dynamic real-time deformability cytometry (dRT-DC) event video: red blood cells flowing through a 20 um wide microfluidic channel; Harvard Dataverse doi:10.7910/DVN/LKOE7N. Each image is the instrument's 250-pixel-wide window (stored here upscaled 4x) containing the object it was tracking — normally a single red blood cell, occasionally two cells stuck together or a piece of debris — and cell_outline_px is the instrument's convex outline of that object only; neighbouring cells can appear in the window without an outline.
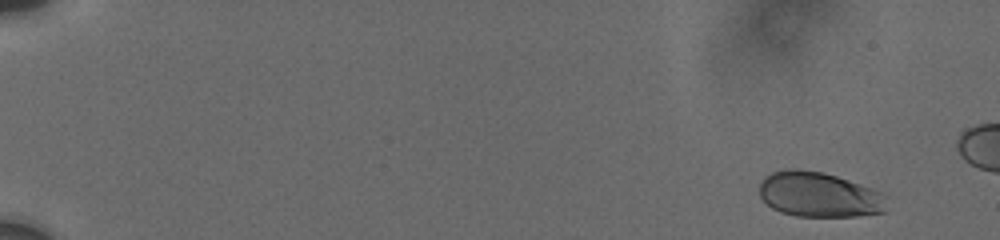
{"species": "human", "species_latin": "Homo sapiens", "temperature_condition": "cold", "stored_images_in_passage": 46, "camera_frame_rate_fps": 3000, "um_per_image_px": 0.085, "donor": {"sex": "male"}, "frame": {"image": 1, "passage_image": 1, "time_ms": 0.0, "image_size_px": [1000, 240], "cell_outline_px": [[888, 196], [884, 212], [860, 216], [796, 216], [780, 212], [772, 208], [760, 196], [760, 184], [764, 176], [772, 172], [784, 168], [792, 168], [824, 172], [872, 188]], "centroid_in_image_um": [69.62, 16.54], "position_along_channel_um": 15.4, "area_um2": 33.64}}
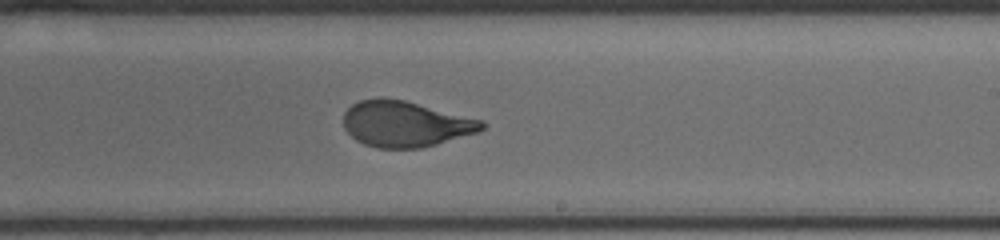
{"frame": {"image": 2, "passage_image": 30, "time_ms": 11.0, "image_size_px": [1000, 240], "cell_outline_px": [[484, 128], [476, 132], [436, 144], [420, 148], [376, 148], [364, 144], [356, 140], [344, 128], [344, 112], [352, 104], [360, 100], [404, 100], [484, 120]], "centroid_in_image_um": [34.46, 10.56], "position_along_channel_um": 254.5, "area_um2": 36.3}}
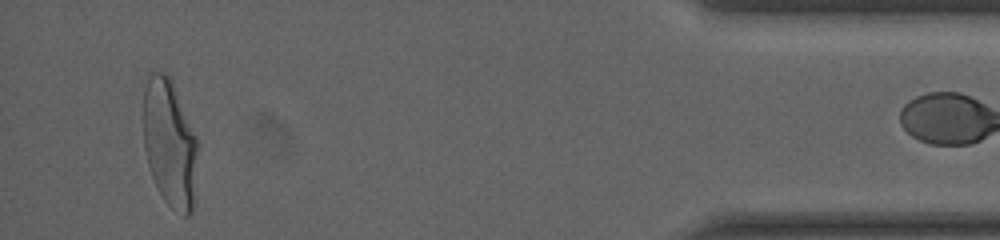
{"frame": {"image": 3, "passage_image": 45, "time_ms": 17.0, "image_size_px": [1000, 240], "cell_outline_px": [[196, 148], [192, 212], [188, 216], [184, 216], [172, 208], [164, 200], [152, 176], [148, 164], [144, 148], [144, 88], [148, 72], [164, 72], [168, 76], [172, 84], [196, 136]], "centroid_in_image_um": [14.38, 12.16], "position_along_channel_um": 420.8, "area_um2": 39.36}}